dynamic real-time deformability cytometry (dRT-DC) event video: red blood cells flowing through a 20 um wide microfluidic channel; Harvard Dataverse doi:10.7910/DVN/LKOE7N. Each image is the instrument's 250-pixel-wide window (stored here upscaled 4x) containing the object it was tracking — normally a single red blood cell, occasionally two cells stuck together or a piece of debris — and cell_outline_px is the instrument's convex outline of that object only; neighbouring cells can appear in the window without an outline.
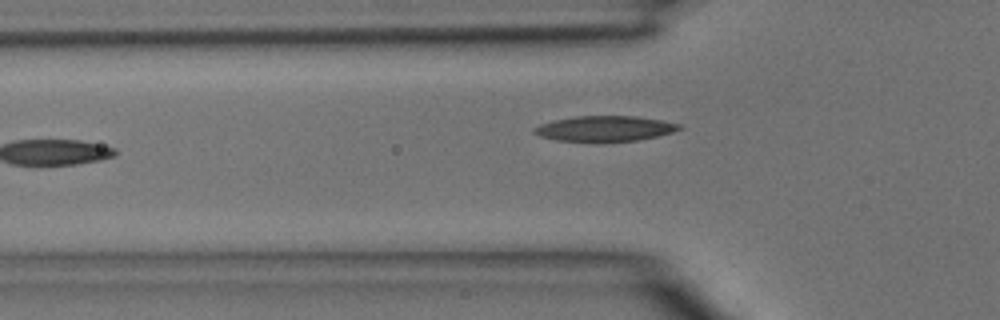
{"species": "common noctule bat (a hibernating species)", "species_latin": "Nyctalus noctula", "temperature_condition": "room temperature", "stored_images_in_passage": 6, "camera_frame_rate_fps": 3000, "um_per_image_px": 0.085, "animal": {"sex": "male", "body_mass_g": 15.6}, "frame": {"image": 1, "passage_image": 5, "time_ms": 1.333, "image_size_px": [1000, 320], "cell_outline_px": [[684, 128], [672, 132], [656, 136], [636, 140], [556, 140], [540, 136], [532, 132], [532, 128], [540, 124], [552, 120], [576, 116], [636, 116], [660, 120], [680, 124]], "centroid_in_image_um": [51.38, 10.9], "position_along_channel_um": 74.4, "area_um2": 20.98}}